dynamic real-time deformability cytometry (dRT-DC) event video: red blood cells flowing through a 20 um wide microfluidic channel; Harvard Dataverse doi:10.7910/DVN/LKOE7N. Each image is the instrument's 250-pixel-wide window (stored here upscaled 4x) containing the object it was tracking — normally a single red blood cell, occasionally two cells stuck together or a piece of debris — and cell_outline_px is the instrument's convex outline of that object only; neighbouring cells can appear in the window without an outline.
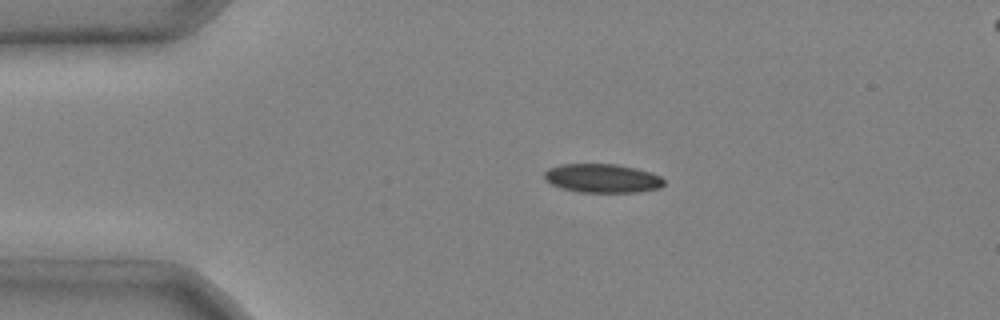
{"species": "common noctule bat (a hibernating species)", "species_latin": "Nyctalus noctula", "temperature_condition": "cold", "stored_images_in_passage": 2, "camera_frame_rate_fps": 3000, "um_per_image_px": 0.085, "animal": {"sex": "male", "body_mass_g": 20.4}, "frame": {"image": 1, "passage_image": 1, "time_ms": 0.0, "image_size_px": [1000, 320], "cell_outline_px": [[664, 184], [660, 188], [636, 192], [580, 192], [560, 188], [544, 180], [544, 172], [548, 168], [560, 164], [616, 164], [636, 168], [652, 172], [660, 176], [664, 180]], "centroid_in_image_um": [51.18, 15.15], "position_along_channel_um": 33.8, "area_um2": 20.23}}